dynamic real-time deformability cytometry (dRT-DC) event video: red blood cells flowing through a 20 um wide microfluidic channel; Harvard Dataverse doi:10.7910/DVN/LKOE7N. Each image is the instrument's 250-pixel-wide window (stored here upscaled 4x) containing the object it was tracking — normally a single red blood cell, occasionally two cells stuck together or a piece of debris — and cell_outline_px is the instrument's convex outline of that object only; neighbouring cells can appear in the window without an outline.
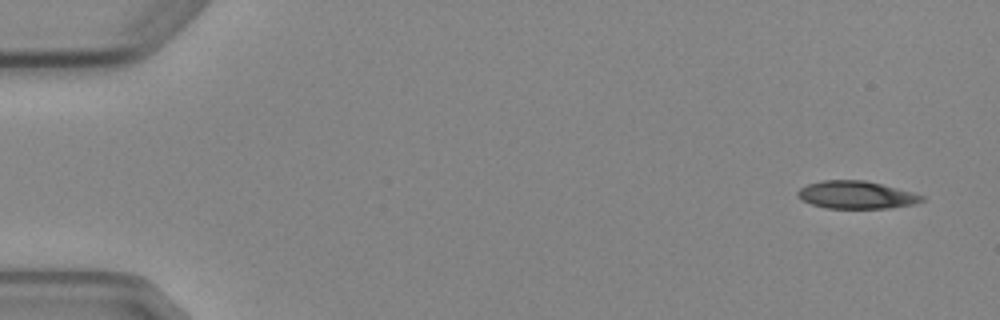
{"species": "Egyptian fruit bat (a non-hibernating species)", "species_latin": "Rousettus aegyptiacus", "temperature_condition": "cold", "stored_images_in_passage": 6, "camera_frame_rate_fps": 3000, "um_per_image_px": 0.085, "animal": {"sex": "female"}, "frame": {"image": 1, "passage_image": 1, "time_ms": 0.0, "image_size_px": [1000, 320], "cell_outline_px": [[924, 200], [912, 204], [888, 208], [828, 208], [812, 204], [796, 196], [796, 192], [800, 188], [808, 184], [820, 180], [864, 180], [912, 192], [924, 196]], "centroid_in_image_um": [72.74, 16.56], "position_along_channel_um": 12.3, "area_um2": 19.77}}
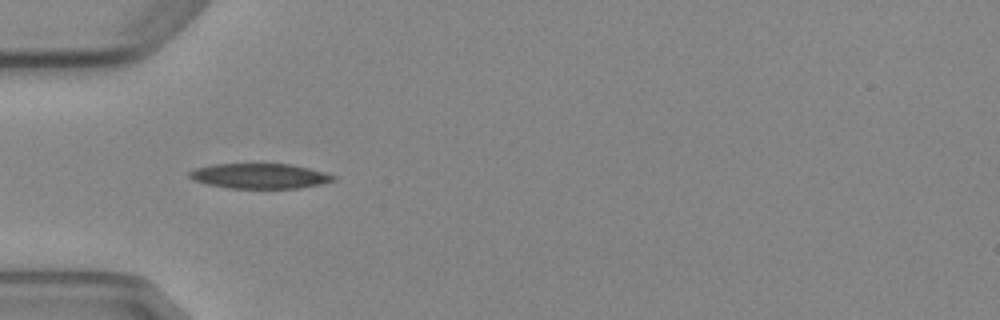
{"frame": {"image": 2, "passage_image": 5, "time_ms": 4.667, "image_size_px": [1000, 320], "cell_outline_px": [[336, 180], [320, 184], [300, 188], [228, 188], [208, 184], [192, 180], [188, 176], [188, 172], [192, 168], [212, 164], [292, 164], [324, 172], [336, 176]], "centroid_in_image_um": [22.03, 14.96], "position_along_channel_um": 63.0, "area_um2": 21.15}}
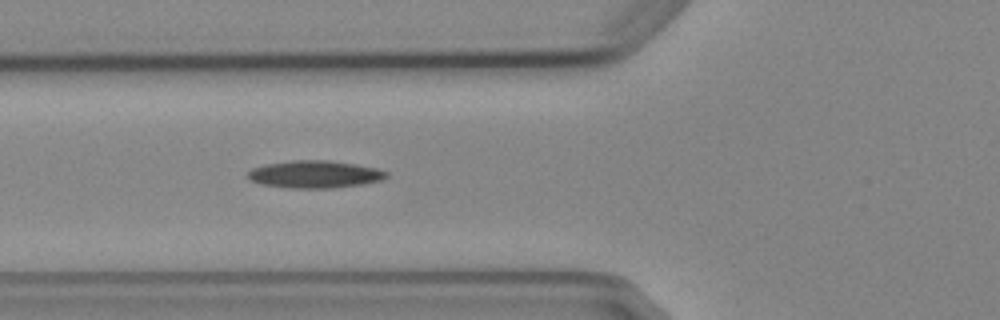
{"frame": {"image": 3, "passage_image": 6, "time_ms": 5.667, "image_size_px": [1000, 320], "cell_outline_px": [[388, 176], [380, 180], [360, 184], [332, 188], [288, 188], [260, 184], [248, 180], [248, 172], [252, 168], [264, 164], [292, 160], [328, 160], [356, 164], [376, 168], [388, 172]], "centroid_in_image_um": [26.7, 14.81], "position_along_channel_um": 99.1, "area_um2": 22.2}}